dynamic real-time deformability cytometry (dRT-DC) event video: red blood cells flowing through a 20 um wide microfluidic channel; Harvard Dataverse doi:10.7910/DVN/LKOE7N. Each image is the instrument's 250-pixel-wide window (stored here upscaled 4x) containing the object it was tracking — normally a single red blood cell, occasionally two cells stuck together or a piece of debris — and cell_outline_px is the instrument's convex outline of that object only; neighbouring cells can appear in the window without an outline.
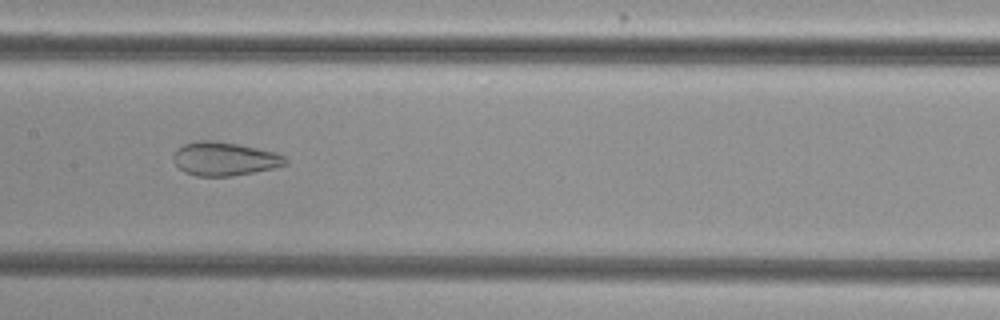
{"species": "common noctule bat (a hibernating species)", "species_latin": "Nyctalus noctula", "temperature_condition": "cold", "stored_images_in_passage": 55, "camera_frame_rate_fps": 3000, "um_per_image_px": 0.085, "animal": {"sex": "female", "body_mass_g": 29.2, "forearm_length_mm": 56.3}, "frame": {"image": 1, "passage_image": 28, "time_ms": 9.0, "image_size_px": [1000, 320], "cell_outline_px": [[288, 164], [272, 168], [232, 176], [196, 176], [184, 172], [172, 160], [172, 156], [176, 148], [184, 144], [196, 140], [216, 140], [276, 152], [284, 156], [288, 160]], "centroid_in_image_um": [19.04, 13.49], "position_along_channel_um": 188.4, "area_um2": 22.02}}
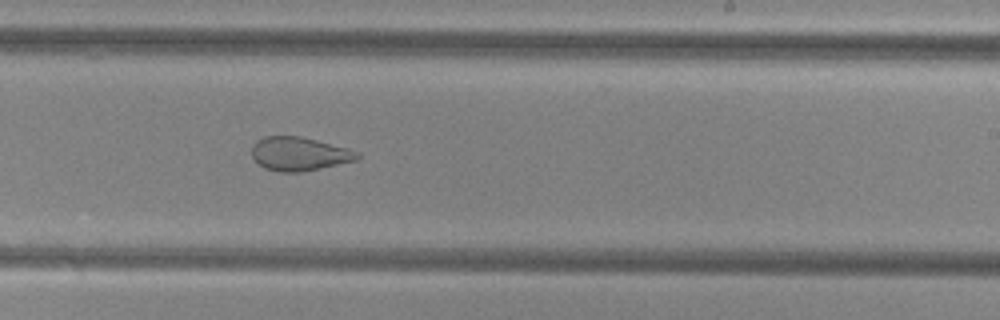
{"frame": {"image": 2, "passage_image": 34, "time_ms": 11.0, "image_size_px": [1000, 320], "cell_outline_px": [[360, 156], [356, 160], [320, 168], [300, 172], [280, 172], [264, 168], [252, 156], [252, 144], [256, 140], [264, 136], [300, 136], [348, 148], [360, 152]], "centroid_in_image_um": [25.42, 13.07], "position_along_channel_um": 263.6, "area_um2": 20.63}}
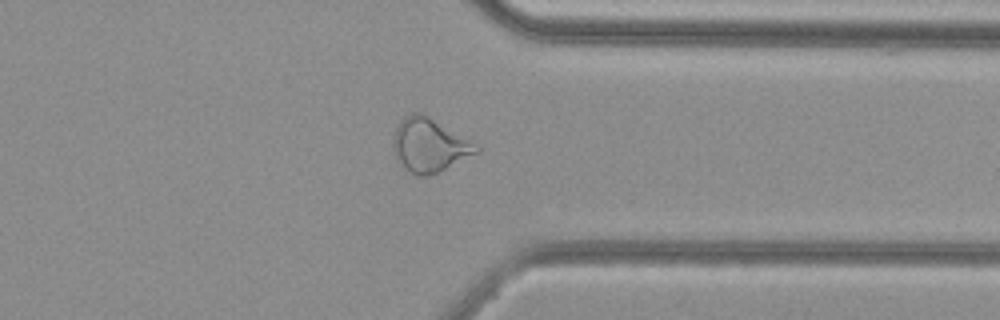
{"frame": {"image": 3, "passage_image": 43, "time_ms": 14.0, "image_size_px": [1000, 320], "cell_outline_px": [[480, 152], [440, 172], [428, 176], [416, 176], [404, 168], [396, 160], [392, 144], [396, 128], [400, 120], [404, 116], [412, 112], [424, 112], [480, 144]], "centroid_in_image_um": [36.54, 12.32], "position_along_channel_um": 374.9, "area_um2": 26.93}, "authors_computed_cell_mechanics": {"area_um2": 28.7266, "velocity_mm_per_s": 3.7773, "shape_relaxation_time_tau1_ms": null, "shape_relaxation_time_tau2_ms": 1.5306, "deformation_change_tau1": null, "deformation_change_tau2": 0.088}}